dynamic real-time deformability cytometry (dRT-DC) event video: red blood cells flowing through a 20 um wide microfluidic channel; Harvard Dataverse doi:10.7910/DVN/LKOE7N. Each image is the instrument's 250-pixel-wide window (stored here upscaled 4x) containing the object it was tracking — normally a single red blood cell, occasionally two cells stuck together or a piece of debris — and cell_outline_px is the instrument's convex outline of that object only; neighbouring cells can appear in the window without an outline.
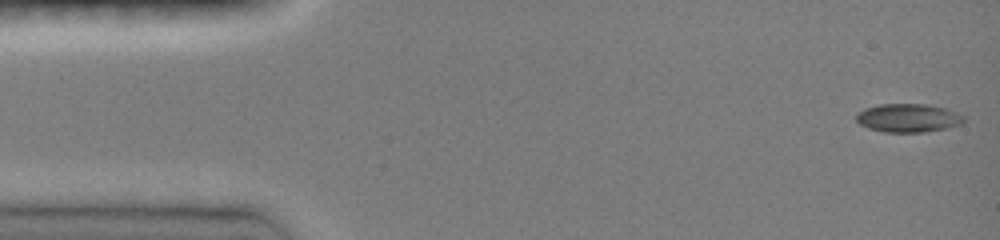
{"species": "common noctule bat (a hibernating species)", "species_latin": "Nyctalus noctula", "temperature_condition": "room temperature", "stored_images_in_passage": 46, "camera_frame_rate_fps": 3000, "um_per_image_px": 0.085, "animal": {"sex": "female", "body_mass_g": 19.0, "forearm_length_mm": 51.5}, "frame": {"image": 1, "passage_image": 1, "time_ms": 0.0, "image_size_px": [1000, 240], "cell_outline_px": [[964, 120], [960, 124], [948, 128], [924, 132], [884, 132], [868, 128], [860, 124], [856, 120], [856, 112], [864, 108], [880, 104], [924, 104], [944, 108], [956, 112], [964, 116]], "centroid_in_image_um": [77.16, 10.03], "position_along_channel_um": 7.8, "area_um2": 17.86}}
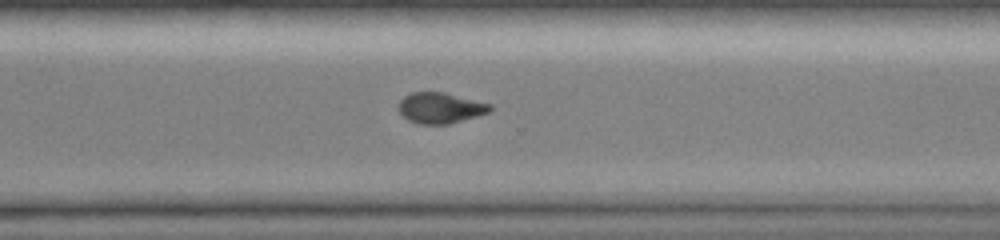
{"frame": {"image": 2, "passage_image": 33, "time_ms": 10.667, "image_size_px": [1000, 240], "cell_outline_px": [[492, 108], [488, 112], [476, 116], [448, 124], [416, 124], [408, 120], [400, 112], [400, 100], [404, 96], [412, 92], [444, 92], [492, 104]], "centroid_in_image_um": [37.43, 9.17], "position_along_channel_um": 333.2, "area_um2": 16.24}}
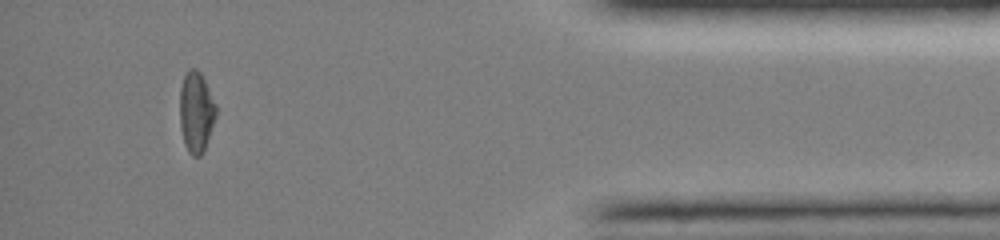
{"frame": {"image": 3, "passage_image": 42, "time_ms": 13.667, "image_size_px": [1000, 240], "cell_outline_px": [[216, 116], [204, 152], [200, 156], [192, 156], [188, 152], [184, 144], [180, 128], [180, 88], [184, 76], [188, 68], [196, 68], [200, 72], [216, 104]], "centroid_in_image_um": [16.66, 9.54], "position_along_channel_um": 418.5, "area_um2": 17.17}, "authors_computed_cell_mechanics": {"area_um2": 17.1377, "velocity_mm_per_s": 4.1406, "shape_relaxation_time_tau1_ms": 3.0114, "shape_relaxation_time_tau2_ms": 7.437, "deformation_change_tau1": 0.1415, "deformation_change_tau2": 0.108}}